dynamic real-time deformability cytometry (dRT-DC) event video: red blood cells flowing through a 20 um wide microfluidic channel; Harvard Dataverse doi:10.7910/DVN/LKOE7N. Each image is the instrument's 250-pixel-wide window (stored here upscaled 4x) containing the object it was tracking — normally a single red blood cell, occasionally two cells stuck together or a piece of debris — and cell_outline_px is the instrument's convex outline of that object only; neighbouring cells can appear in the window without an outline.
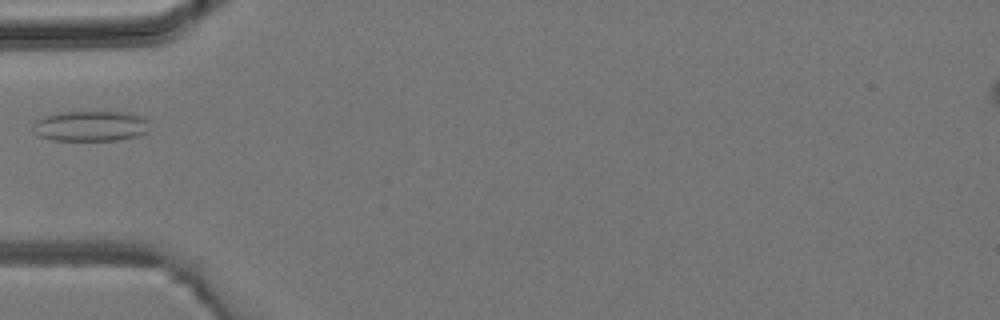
{"species": "common noctule bat (a hibernating species)", "species_latin": "Nyctalus noctula", "temperature_condition": "room temperature", "stored_images_in_passage": 1, "camera_frame_rate_fps": 3000, "um_per_image_px": 0.085, "animal": {"sex": "male", "body_mass_g": 19.2, "forearm_length_mm": 51.8}, "frame": {"image": 1, "passage_image": 1, "time_ms": 0.0, "image_size_px": [1000, 320], "cell_outline_px": [[148, 132], [140, 136], [120, 140], [52, 140], [36, 136], [32, 132], [32, 124], [36, 120], [44, 116], [56, 112], [128, 112], [144, 116]], "centroid_in_image_um": [7.65, 10.72], "position_along_channel_um": 77.4, "area_um2": 21.04}}